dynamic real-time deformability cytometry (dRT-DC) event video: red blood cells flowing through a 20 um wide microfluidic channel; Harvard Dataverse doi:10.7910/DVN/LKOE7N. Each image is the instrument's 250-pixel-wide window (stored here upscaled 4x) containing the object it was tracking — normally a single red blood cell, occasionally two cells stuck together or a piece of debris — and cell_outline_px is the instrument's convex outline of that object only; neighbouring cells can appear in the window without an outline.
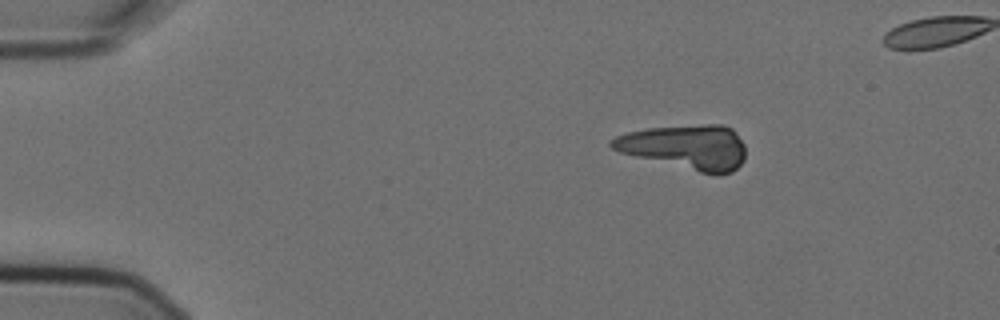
{"species": "Egyptian fruit bat (a non-hibernating species)", "species_latin": "Rousettus aegyptiacus", "temperature_condition": "cold", "stored_images_in_passage": 2, "camera_frame_rate_fps": 3000, "um_per_image_px": 0.085, "animal": {"sex": "female"}, "frame": {"image": 1, "passage_image": 2, "time_ms": 0.333, "image_size_px": [1000, 320], "cell_outline_px": [[744, 160], [732, 172], [716, 176], [620, 152], [612, 148], [608, 144], [616, 136], [628, 132], [648, 128], [704, 124], [720, 124], [732, 128], [736, 132], [744, 144]], "centroid_in_image_um": [58.34, 12.49], "position_along_channel_um": 26.7, "area_um2": 34.68}}